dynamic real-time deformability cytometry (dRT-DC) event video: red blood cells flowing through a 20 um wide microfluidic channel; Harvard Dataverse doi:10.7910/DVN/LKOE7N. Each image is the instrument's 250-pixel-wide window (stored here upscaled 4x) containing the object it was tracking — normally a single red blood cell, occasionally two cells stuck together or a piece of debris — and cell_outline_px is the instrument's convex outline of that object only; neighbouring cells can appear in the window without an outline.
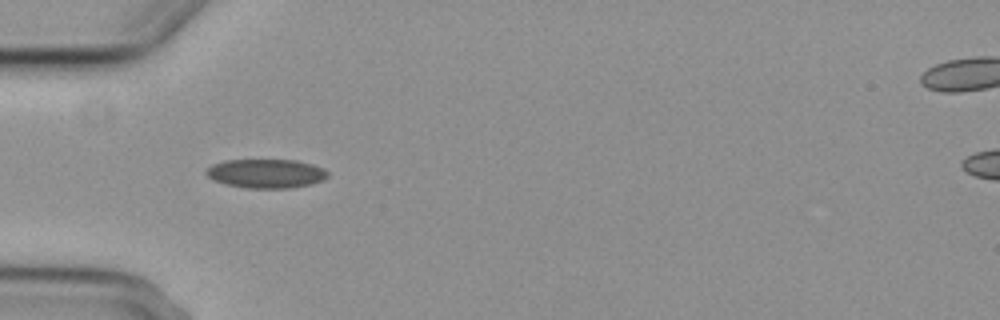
{"species": "common noctule bat (a hibernating species)", "species_latin": "Nyctalus noctula", "temperature_condition": "cold", "stored_images_in_passage": 6, "camera_frame_rate_fps": 3000, "um_per_image_px": 0.085, "animal": {"sex": "female", "body_mass_g": 29.2, "forearm_length_mm": 56.3}, "frame": {"image": 1, "passage_image": 5, "time_ms": 5.667, "image_size_px": [1000, 320], "cell_outline_px": [[328, 176], [324, 180], [312, 184], [288, 188], [244, 188], [224, 184], [212, 180], [204, 172], [212, 164], [224, 160], [296, 160], [312, 164], [324, 168], [328, 172]], "centroid_in_image_um": [22.61, 14.75], "position_along_channel_um": 62.4, "area_um2": 20.75}}
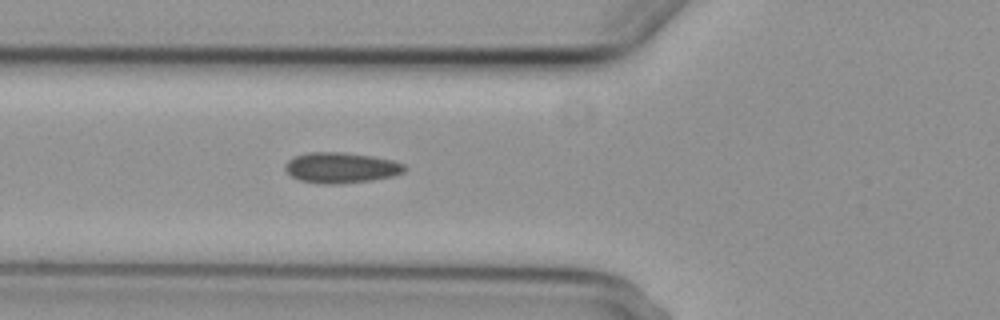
{"frame": {"image": 2, "passage_image": 6, "time_ms": 6.667, "image_size_px": [1000, 320], "cell_outline_px": [[408, 168], [404, 172], [392, 176], [372, 180], [340, 184], [324, 184], [300, 180], [292, 176], [284, 168], [284, 164], [288, 160], [296, 156], [308, 152], [344, 152], [372, 156], [392, 160], [404, 164]], "centroid_in_image_um": [29.0, 14.25], "position_along_channel_um": 96.8, "area_um2": 21.33}}